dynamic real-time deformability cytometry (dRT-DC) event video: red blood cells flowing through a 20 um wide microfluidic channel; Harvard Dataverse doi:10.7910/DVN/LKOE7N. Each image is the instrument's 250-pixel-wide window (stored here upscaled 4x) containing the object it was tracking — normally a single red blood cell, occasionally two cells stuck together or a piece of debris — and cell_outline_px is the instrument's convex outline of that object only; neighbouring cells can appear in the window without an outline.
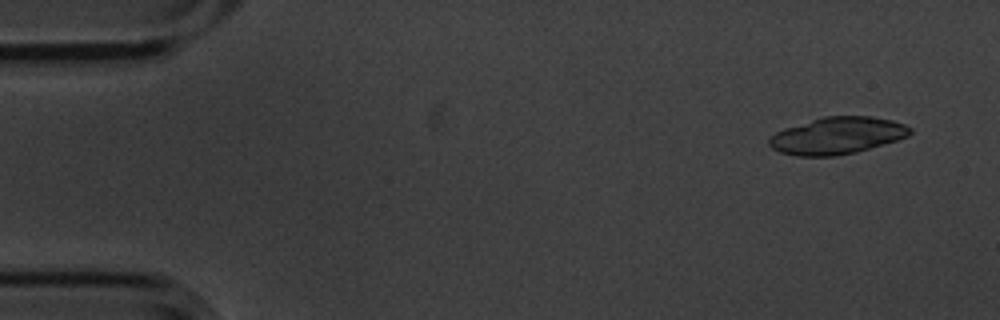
{"species": "common noctule bat (a hibernating species)", "species_latin": "Nyctalus noctula", "temperature_condition": "cold", "stored_images_in_passage": 6, "camera_frame_rate_fps": 3000, "um_per_image_px": 0.085, "animal": {"sex": "male", "body_mass_g": 20.1, "forearm_length_mm": 53.5}, "frame": {"image": 1, "passage_image": 1, "time_ms": 0.0, "image_size_px": [1000, 320], "cell_outline_px": [[912, 132], [908, 136], [896, 140], [856, 152], [836, 156], [796, 156], [780, 152], [772, 148], [768, 144], [768, 140], [776, 132], [784, 128], [824, 116], [872, 116], [892, 120], [904, 124], [912, 128]], "centroid_in_image_um": [71.16, 11.53], "position_along_channel_um": 13.8, "area_um2": 30.29}}
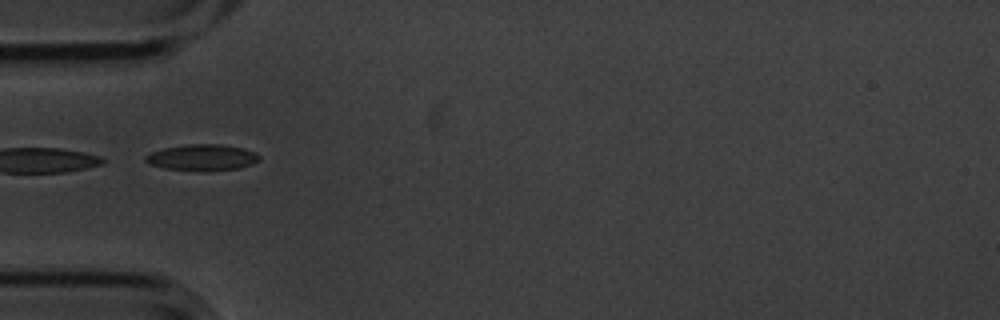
{"frame": {"image": 2, "passage_image": 5, "time_ms": 1.333, "image_size_px": [1000, 320], "cell_outline_px": [[260, 160], [252, 164], [240, 168], [204, 172], [196, 172], [164, 168], [148, 164], [144, 160], [144, 156], [152, 152], [164, 148], [188, 144], [220, 144], [244, 148], [256, 152], [260, 156]], "centroid_in_image_um": [17.19, 13.4], "position_along_channel_um": 67.8, "area_um2": 17.8}}
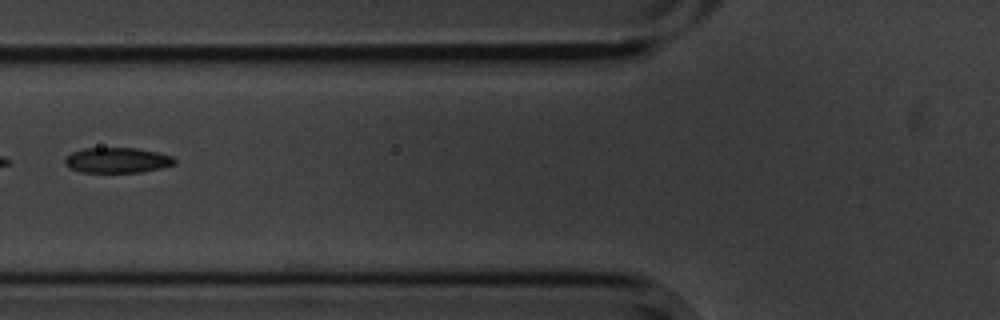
{"frame": {"image": 3, "passage_image": 6, "time_ms": 1.667, "image_size_px": [1000, 320], "cell_outline_px": [[176, 164], [160, 168], [140, 172], [80, 172], [68, 168], [64, 164], [64, 156], [72, 152], [84, 148], [136, 148], [156, 152], [172, 156], [176, 160]], "centroid_in_image_um": [9.91, 13.62], "position_along_channel_um": 115.9, "area_um2": 16.3}}